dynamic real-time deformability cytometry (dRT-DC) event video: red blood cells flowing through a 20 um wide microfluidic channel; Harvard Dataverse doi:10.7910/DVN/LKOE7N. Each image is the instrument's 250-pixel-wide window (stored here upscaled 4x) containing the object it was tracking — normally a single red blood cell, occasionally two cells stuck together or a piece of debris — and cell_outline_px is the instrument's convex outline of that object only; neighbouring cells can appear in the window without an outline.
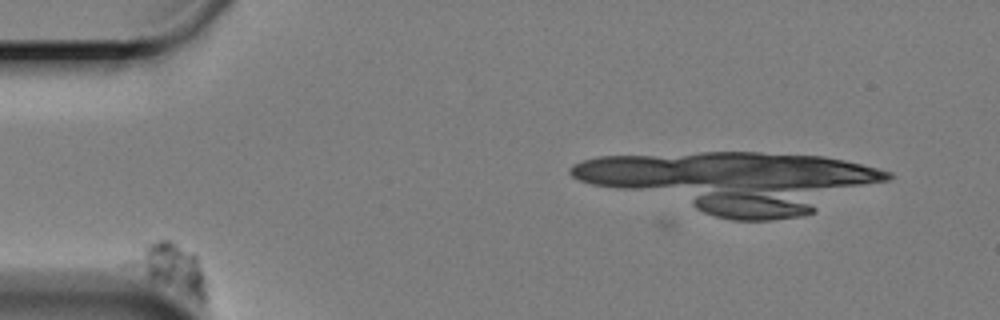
{"species": "Egyptian fruit bat (a non-hibernating species)", "species_latin": "Rousettus aegyptiacus", "temperature_condition": "cold", "stored_images_in_passage": 32, "camera_frame_rate_fps": 3000, "um_per_image_px": 0.085, "animal": {"sex": "female"}, "frame": {"image": 1, "passage_image": 4, "time_ms": 1.0, "image_size_px": [1000, 320], "cell_outline_px": [[208, 304], [200, 304], [120, 268], [120, 264], [148, 244], [160, 240], [168, 240], [192, 252], [196, 256], [204, 276], [208, 292]], "centroid_in_image_um": [14.44, 22.91], "position_along_channel_um": 70.6, "area_um2": 23.06}}
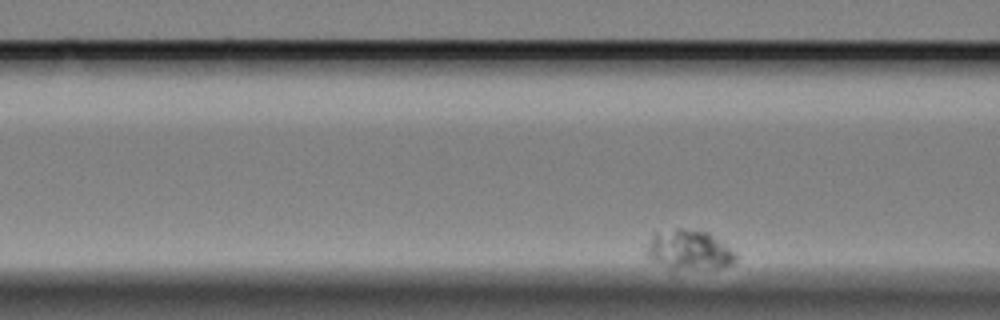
{"frame": {"image": 2, "passage_image": 11, "time_ms": 3.333, "image_size_px": [1000, 320], "cell_outline_px": [[736, 260], [732, 264], [720, 268], [668, 268], [652, 260], [644, 252], [644, 248], [652, 232], [676, 228], [680, 228], [708, 232], [736, 252]], "centroid_in_image_um": [58.51, 21.21], "position_along_channel_um": 108.1, "area_um2": 20.81}}
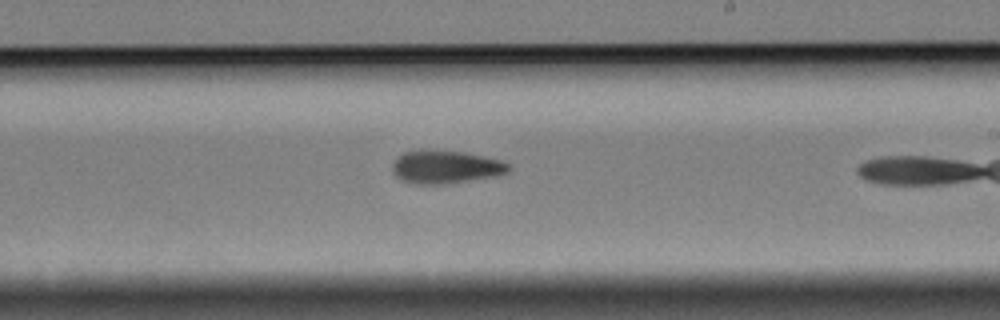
{"frame": {"image": 3, "passage_image": 30, "time_ms": 9.667, "image_size_px": [1000, 320], "cell_outline_px": [[512, 168], [508, 172], [496, 176], [448, 184], [412, 184], [400, 180], [392, 172], [392, 164], [404, 152], [420, 148], [428, 148], [464, 152], [484, 156], [500, 160], [508, 164]], "centroid_in_image_um": [37.85, 14.18], "position_along_channel_um": 251.1, "area_um2": 22.95}}